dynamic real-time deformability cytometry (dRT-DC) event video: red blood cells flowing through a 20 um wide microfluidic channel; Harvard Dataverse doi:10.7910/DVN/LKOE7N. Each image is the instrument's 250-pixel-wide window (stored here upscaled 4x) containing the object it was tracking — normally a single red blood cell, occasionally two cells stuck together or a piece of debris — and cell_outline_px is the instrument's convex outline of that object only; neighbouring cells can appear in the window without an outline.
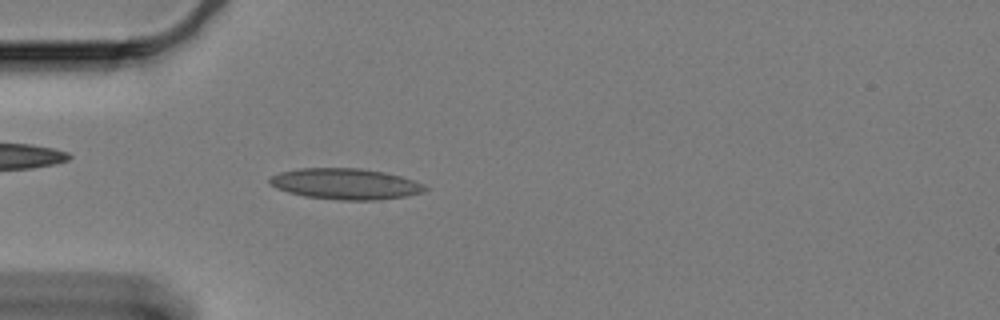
{"species": "Egyptian fruit bat (a non-hibernating species)", "species_latin": "Rousettus aegyptiacus", "temperature_condition": "cold", "stored_images_in_passage": 23, "camera_frame_rate_fps": 3000, "um_per_image_px": 0.085, "animal": {"sex": "female"}, "frame": {"image": 1, "passage_image": 8, "time_ms": 2.333, "image_size_px": [1000, 320], "cell_outline_px": [[428, 188], [424, 192], [404, 196], [376, 200], [340, 200], [304, 196], [288, 192], [276, 188], [268, 180], [272, 176], [280, 172], [300, 168], [360, 168], [384, 172], [400, 176], [424, 184]], "centroid_in_image_um": [29.37, 15.63], "position_along_channel_um": 55.6, "area_um2": 27.86}}
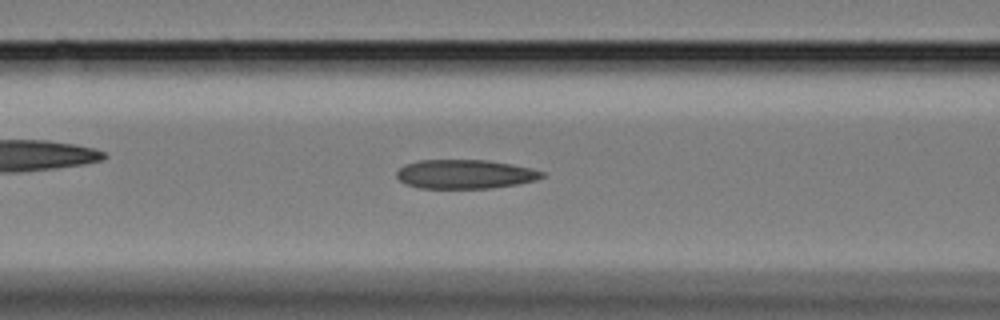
{"frame": {"image": 2, "passage_image": 15, "time_ms": 4.667, "image_size_px": [1000, 320], "cell_outline_px": [[544, 176], [536, 180], [516, 184], [492, 188], [420, 188], [404, 184], [396, 176], [396, 172], [404, 164], [420, 160], [488, 160], [512, 164], [532, 168], [544, 172]], "centroid_in_image_um": [39.51, 14.8], "position_along_channel_um": 127.1, "area_um2": 24.68}}
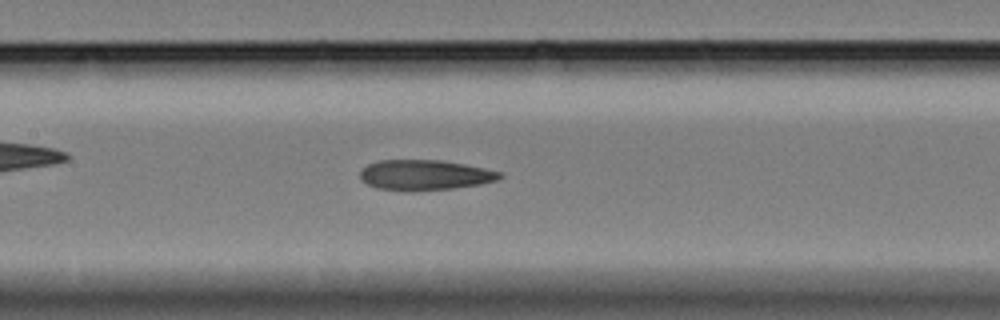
{"frame": {"image": 3, "passage_image": 19, "time_ms": 6.0, "image_size_px": [1000, 320], "cell_outline_px": [[504, 176], [496, 180], [480, 184], [452, 188], [412, 192], [404, 192], [376, 188], [360, 180], [360, 172], [368, 164], [380, 160], [440, 160], [464, 164], [504, 172]], "centroid_in_image_um": [36.1, 14.89], "position_along_channel_um": 171.3, "area_um2": 24.91}}